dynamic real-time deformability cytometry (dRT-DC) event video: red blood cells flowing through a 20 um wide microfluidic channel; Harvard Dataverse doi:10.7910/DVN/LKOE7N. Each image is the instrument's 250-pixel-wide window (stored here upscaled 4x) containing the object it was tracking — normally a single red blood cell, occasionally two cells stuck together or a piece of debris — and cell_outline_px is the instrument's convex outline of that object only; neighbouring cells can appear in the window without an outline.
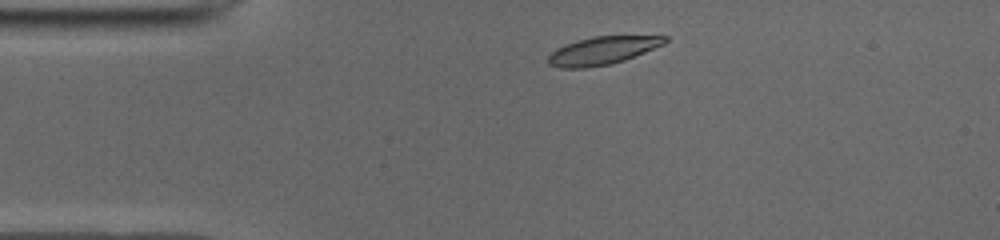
{"species": "common noctule bat (a hibernating species)", "species_latin": "Nyctalus noctula", "temperature_condition": "cold", "stored_images_in_passage": 42, "camera_frame_rate_fps": 3000, "um_per_image_px": 0.085, "animal": {"sex": "male", "body_mass_g": 19.0, "forearm_length_mm": 50.8}, "frame": {"image": 1, "passage_image": 1, "time_ms": 0.0, "image_size_px": [1000, 240], "cell_outline_px": [[668, 40], [664, 44], [624, 60], [608, 64], [584, 68], [560, 68], [548, 64], [548, 56], [556, 48], [564, 44], [576, 40], [592, 36], [668, 36]], "centroid_in_image_um": [51.17, 4.29], "position_along_channel_um": 33.8, "area_um2": 18.9}}
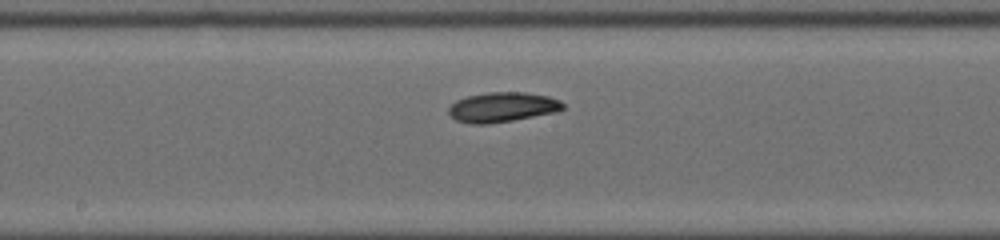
{"frame": {"image": 2, "passage_image": 17, "time_ms": 5.333, "image_size_px": [1000, 240], "cell_outline_px": [[564, 108], [556, 112], [512, 120], [488, 124], [472, 124], [456, 120], [448, 112], [448, 108], [456, 100], [468, 96], [488, 92], [524, 92], [548, 96], [560, 100], [564, 104]], "centroid_in_image_um": [42.7, 9.1], "position_along_channel_um": 205.5, "area_um2": 19.77}}
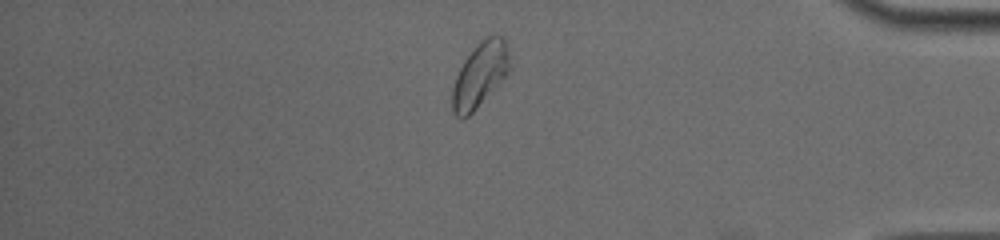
{"frame": {"image": 3, "passage_image": 34, "time_ms": 11.0, "image_size_px": [1000, 240], "cell_outline_px": [[508, 72], [476, 108], [464, 120], [460, 120], [452, 112], [452, 88], [456, 76], [464, 60], [480, 40], [496, 32], [504, 40], [508, 48]], "centroid_in_image_um": [40.75, 6.36], "position_along_channel_um": 394.4, "area_um2": 21.27}, "authors_computed_cell_mechanics": {"area_um2": 19.8832, "velocity_mm_per_s": 3.9049, "shape_relaxation_time_tau1_ms": 2.6736, "shape_relaxation_time_tau2_ms": null, "deformation_change_tau1": 0.0774, "deformation_change_tau2": null}}